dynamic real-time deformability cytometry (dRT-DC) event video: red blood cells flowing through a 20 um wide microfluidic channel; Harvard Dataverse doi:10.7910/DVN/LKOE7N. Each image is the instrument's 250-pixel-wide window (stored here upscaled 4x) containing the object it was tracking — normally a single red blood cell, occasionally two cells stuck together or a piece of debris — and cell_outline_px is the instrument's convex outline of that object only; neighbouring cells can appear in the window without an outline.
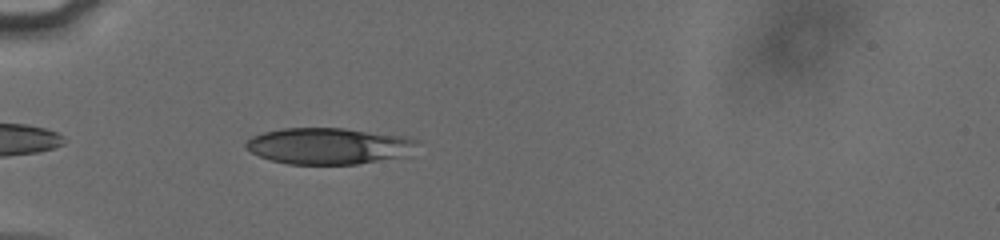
{"species": "human", "species_latin": "Homo sapiens", "temperature_condition": "cold", "stored_images_in_passage": 39, "camera_frame_rate_fps": 3000, "um_per_image_px": 0.085, "donor": {"sex": "male"}, "frame": {"image": 1, "passage_image": 3, "time_ms": 0.667, "image_size_px": [1000, 240], "cell_outline_px": [[420, 140], [404, 156], [356, 164], [288, 164], [272, 160], [260, 156], [244, 148], [244, 144], [252, 136], [264, 132], [284, 128], [344, 128], [404, 136]], "centroid_in_image_um": [27.9, 12.4], "position_along_channel_um": 57.1, "area_um2": 36.01}}
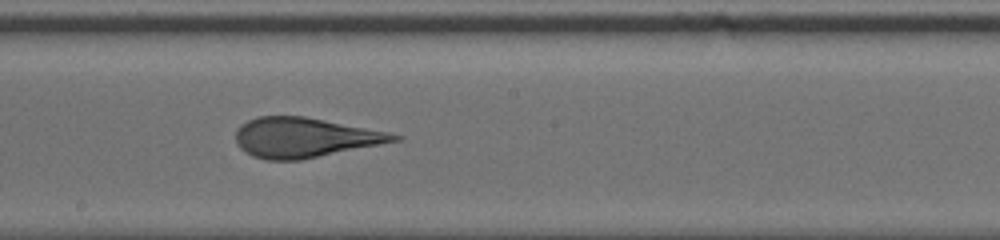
{"frame": {"image": 2, "passage_image": 17, "time_ms": 5.333, "image_size_px": [1000, 240], "cell_outline_px": [[404, 136], [400, 140], [300, 160], [268, 160], [252, 156], [240, 148], [236, 140], [236, 128], [240, 124], [248, 120], [260, 116], [304, 116], [388, 132]], "centroid_in_image_um": [25.86, 11.69], "position_along_channel_um": 222.3, "area_um2": 36.41}}
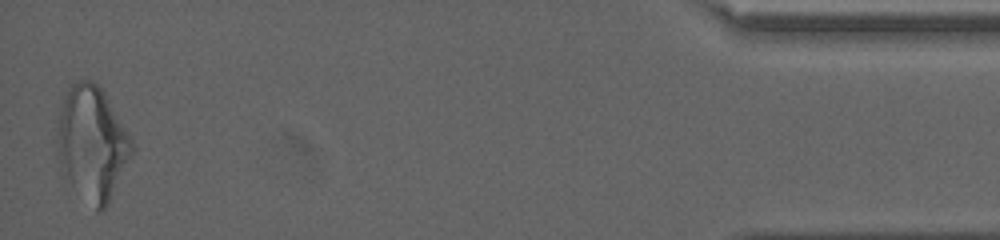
{"frame": {"image": 3, "passage_image": 39, "time_ms": 12.667, "image_size_px": [1000, 240], "cell_outline_px": [[136, 148], [108, 204], [100, 212], [96, 212], [72, 184], [60, 164], [60, 112], [64, 96], [72, 84], [80, 80], [92, 80], [104, 92], [132, 140]], "centroid_in_image_um": [7.9, 12.19], "position_along_channel_um": 427.3, "area_um2": 48.21}, "authors_computed_cell_mechanics": {"area_um2": 36.8764, "velocity_mm_per_s": 3.8218, "shape_relaxation_time_tau1_ms": 6.296, "shape_relaxation_time_tau2_ms": 0.8638, "deformation_change_tau1": 0.1781, "deformation_change_tau2": 0.0943}}